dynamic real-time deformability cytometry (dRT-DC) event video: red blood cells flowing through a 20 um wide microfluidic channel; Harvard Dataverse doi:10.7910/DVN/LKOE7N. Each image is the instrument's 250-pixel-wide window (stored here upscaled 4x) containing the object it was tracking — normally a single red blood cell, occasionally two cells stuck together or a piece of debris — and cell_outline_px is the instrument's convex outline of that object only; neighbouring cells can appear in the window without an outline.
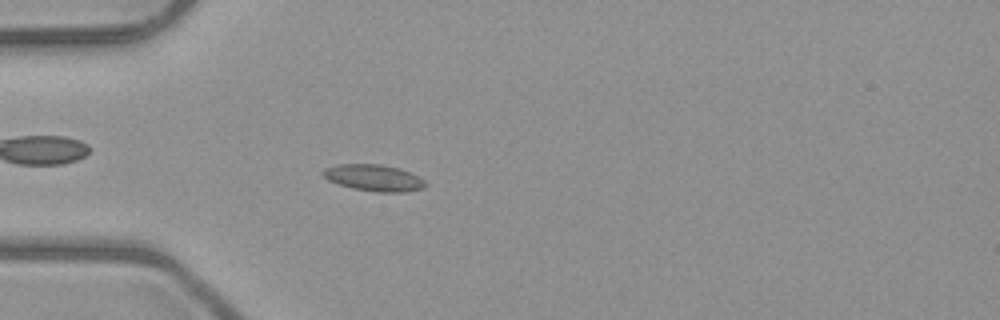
{"species": "common noctule bat (a hibernating species)", "species_latin": "Nyctalus noctula", "temperature_condition": "room temperature", "stored_images_in_passage": 4, "camera_frame_rate_fps": 3000, "um_per_image_px": 0.085, "animal": {"sex": "male", "body_mass_g": 23.1, "forearm_length_mm": 52.7}, "frame": {"image": 1, "passage_image": 4, "time_ms": 3.333, "image_size_px": [1000, 320], "cell_outline_px": [[428, 184], [424, 188], [404, 192], [376, 192], [352, 188], [328, 180], [320, 172], [324, 168], [340, 164], [380, 164], [396, 168], [408, 172], [424, 180]], "centroid_in_image_um": [31.76, 15.12], "position_along_channel_um": 53.2, "area_um2": 15.66}}